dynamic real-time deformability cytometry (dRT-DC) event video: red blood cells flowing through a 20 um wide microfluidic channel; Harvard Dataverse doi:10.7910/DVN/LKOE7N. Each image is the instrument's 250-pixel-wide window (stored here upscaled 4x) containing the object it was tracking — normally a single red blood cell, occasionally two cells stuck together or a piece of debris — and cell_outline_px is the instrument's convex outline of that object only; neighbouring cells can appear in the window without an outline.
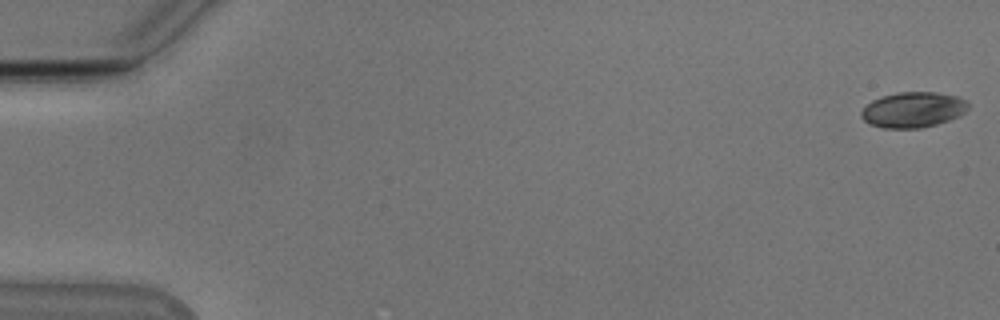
{"species": "Egyptian fruit bat (a non-hibernating species)", "species_latin": "Rousettus aegyptiacus", "temperature_condition": "cold", "stored_images_in_passage": 50, "camera_frame_rate_fps": 3000, "um_per_image_px": 0.085, "animal": {"sex": "male"}, "frame": {"image": 1, "passage_image": 1, "time_ms": 0.0, "image_size_px": [1000, 320], "cell_outline_px": [[968, 108], [960, 116], [936, 124], [920, 128], [884, 128], [868, 124], [860, 116], [860, 112], [872, 100], [880, 96], [900, 92], [936, 92], [960, 96], [968, 100]], "centroid_in_image_um": [77.62, 9.32], "position_along_channel_um": 7.4, "area_um2": 22.31}}
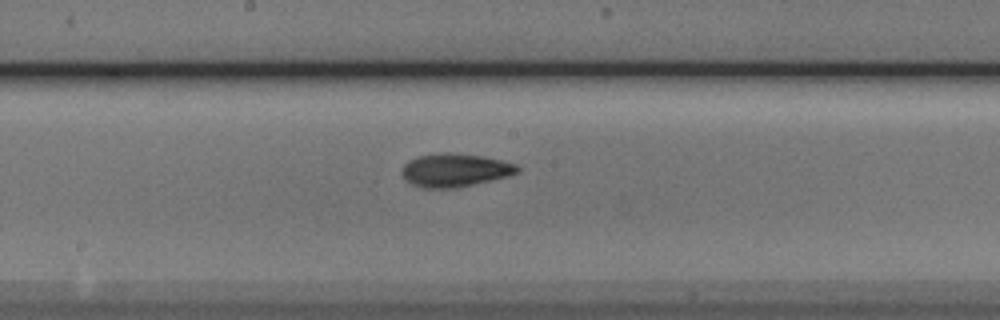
{"frame": {"image": 2, "passage_image": 29, "time_ms": 9.333, "image_size_px": [1000, 320], "cell_outline_px": [[520, 172], [508, 176], [492, 180], [456, 188], [424, 188], [412, 184], [404, 180], [404, 164], [408, 160], [420, 156], [448, 152], [484, 156], [516, 164], [520, 168]], "centroid_in_image_um": [38.7, 14.47], "position_along_channel_um": 209.5, "area_um2": 22.25}}
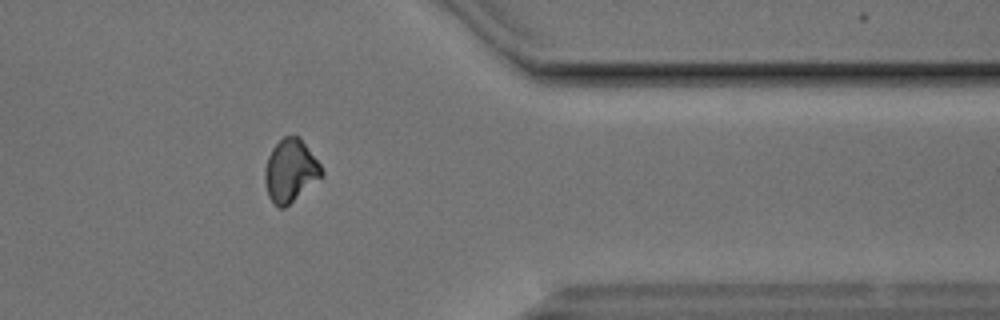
{"frame": {"image": 3, "passage_image": 44, "time_ms": 14.333, "image_size_px": [1000, 320], "cell_outline_px": [[324, 176], [284, 208], [280, 208], [268, 196], [264, 180], [264, 172], [268, 156], [272, 148], [284, 136], [300, 136], [320, 164], [324, 172]], "centroid_in_image_um": [24.7, 14.5], "position_along_channel_um": 386.7, "area_um2": 20.75}, "authors_computed_cell_mechanics": {"area_um2": 21.3282, "velocity_mm_per_s": 3.83, "shape_relaxation_time_tau1_ms": 5.9633, "shape_relaxation_time_tau2_ms": 2.5301, "deformation_change_tau1": 0.172, "deformation_change_tau2": 0.0602}}